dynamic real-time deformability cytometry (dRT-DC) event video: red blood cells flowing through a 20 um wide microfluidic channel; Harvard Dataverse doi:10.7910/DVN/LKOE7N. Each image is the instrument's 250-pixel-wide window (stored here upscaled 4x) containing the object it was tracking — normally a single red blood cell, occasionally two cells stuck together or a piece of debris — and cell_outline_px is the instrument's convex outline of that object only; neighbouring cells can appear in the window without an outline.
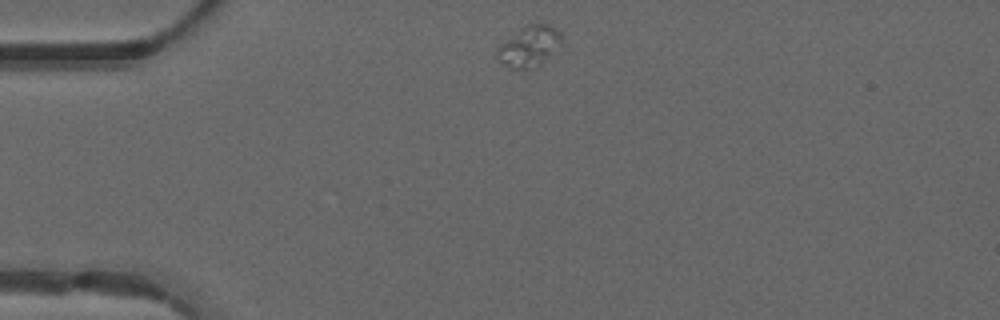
{"species": "common noctule bat (a hibernating species)", "species_latin": "Nyctalus noctula", "temperature_condition": "warm", "stored_images_in_passage": 41, "camera_frame_rate_fps": 3000, "um_per_image_px": 0.085, "animal": {"sex": "male", "forearm_length_mm": 52.5}, "frame": {"image": 1, "passage_image": 1, "time_ms": 0.0, "image_size_px": [1000, 320], "cell_outline_px": [[564, 44], [528, 68], [508, 68], [496, 56], [500, 44], [528, 24], [548, 24], [556, 28], [560, 32]], "centroid_in_image_um": [45.0, 3.89], "position_along_channel_um": 40.0, "area_um2": 14.51}}
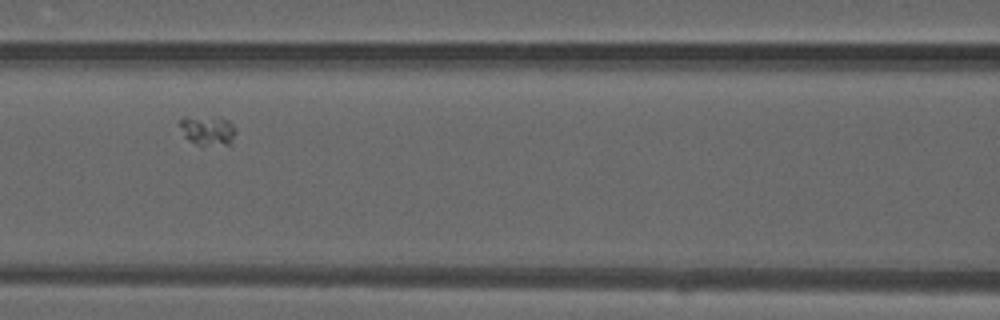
{"frame": {"image": 2, "passage_image": 12, "time_ms": 3.667, "image_size_px": [1000, 320], "cell_outline_px": [[236, 132], [232, 144], [196, 144], [188, 140], [184, 136], [176, 124], [184, 116], [220, 116], [228, 120], [236, 128]], "centroid_in_image_um": [17.62, 11.03], "position_along_channel_um": 149.0, "area_um2": 10.06}}
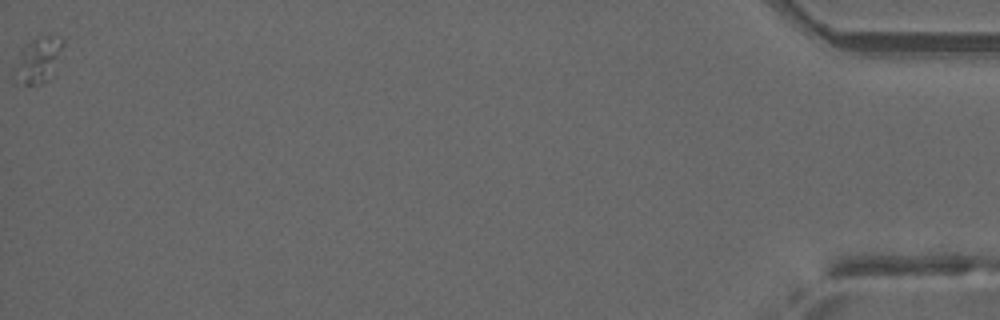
{"frame": {"image": 3, "passage_image": 41, "time_ms": 13.333, "image_size_px": [1000, 320], "cell_outline_px": [[64, 44], [56, 72], [48, 80], [40, 84], [12, 84], [12, 68], [32, 40], [36, 36], [64, 36]], "centroid_in_image_um": [3.27, 5.16], "position_along_channel_um": 431.9, "area_um2": 13.29}}